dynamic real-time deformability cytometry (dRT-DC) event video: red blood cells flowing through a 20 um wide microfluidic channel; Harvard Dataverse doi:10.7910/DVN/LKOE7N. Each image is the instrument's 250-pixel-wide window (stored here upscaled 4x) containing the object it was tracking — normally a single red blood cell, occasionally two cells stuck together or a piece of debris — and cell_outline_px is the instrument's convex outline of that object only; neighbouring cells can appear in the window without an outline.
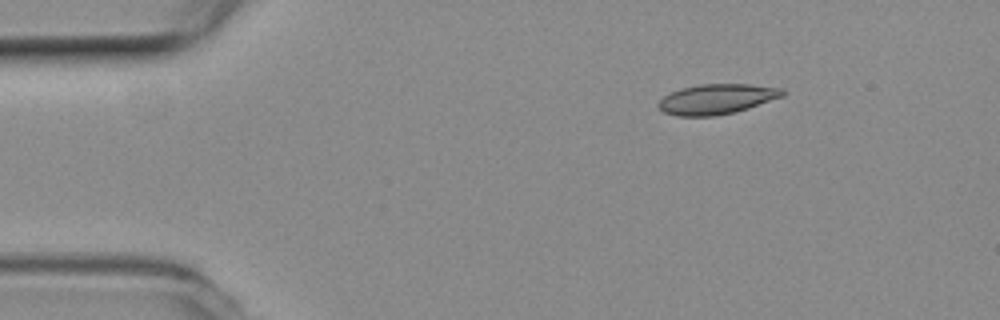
{"species": "common noctule bat (a hibernating species)", "species_latin": "Nyctalus noctula", "temperature_condition": "room temperature", "stored_images_in_passage": 46, "camera_frame_rate_fps": 3000, "um_per_image_px": 0.085, "animal": {"sex": "female", "body_mass_g": 19.3, "forearm_length_mm": 54.1}, "frame": {"image": 1, "passage_image": 1, "time_ms": 0.0, "image_size_px": [1000, 320], "cell_outline_px": [[784, 96], [736, 112], [716, 116], [676, 116], [664, 112], [656, 104], [664, 96], [672, 92], [684, 88], [700, 84], [748, 84], [784, 88]], "centroid_in_image_um": [60.94, 8.43], "position_along_channel_um": 24.1, "area_um2": 21.73}}
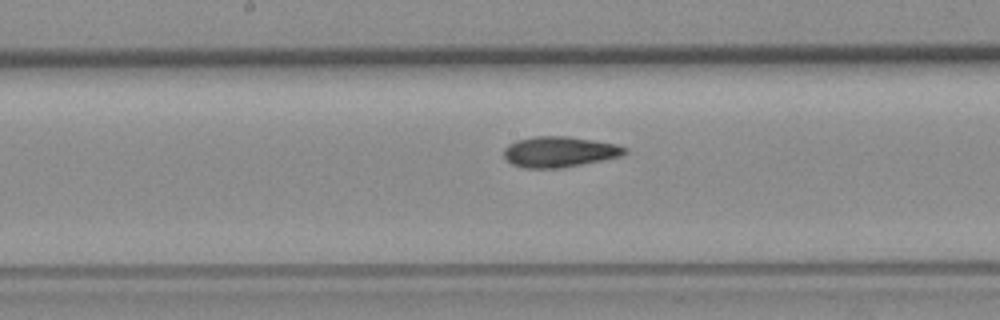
{"frame": {"image": 2, "passage_image": 20, "time_ms": 6.333, "image_size_px": [1000, 320], "cell_outline_px": [[628, 152], [620, 156], [604, 160], [560, 168], [524, 168], [512, 164], [504, 156], [504, 148], [508, 144], [516, 140], [532, 136], [568, 136], [616, 144], [628, 148]], "centroid_in_image_um": [47.54, 12.9], "position_along_channel_um": 200.7, "area_um2": 21.68}}
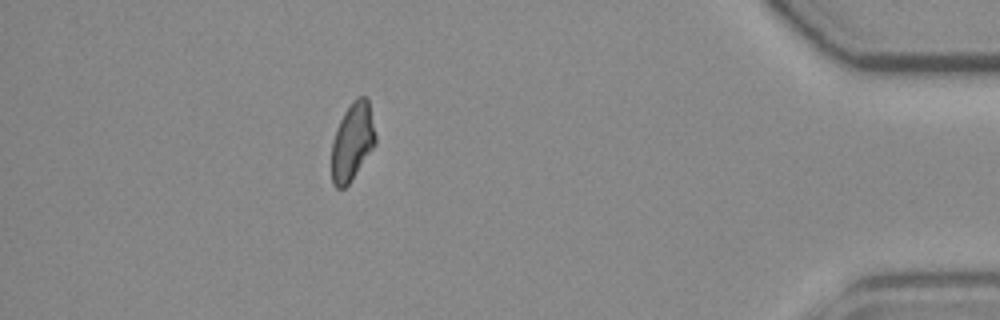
{"frame": {"image": 3, "passage_image": 40, "time_ms": 13.0, "image_size_px": [1000, 320], "cell_outline_px": [[376, 144], [348, 184], [344, 188], [336, 188], [332, 184], [332, 140], [336, 128], [344, 112], [352, 100], [356, 96], [364, 96], [368, 100], [376, 136]], "centroid_in_image_um": [29.94, 12.02], "position_along_channel_um": 405.3, "area_um2": 19.83}, "authors_computed_cell_mechanics": {"area_um2": 21.0681, "velocity_mm_per_s": 3.876, "shape_relaxation_time_tau1_ms": null, "shape_relaxation_time_tau2_ms": 2.6949, "deformation_change_tau1": null, "deformation_change_tau2": 0.0983}}